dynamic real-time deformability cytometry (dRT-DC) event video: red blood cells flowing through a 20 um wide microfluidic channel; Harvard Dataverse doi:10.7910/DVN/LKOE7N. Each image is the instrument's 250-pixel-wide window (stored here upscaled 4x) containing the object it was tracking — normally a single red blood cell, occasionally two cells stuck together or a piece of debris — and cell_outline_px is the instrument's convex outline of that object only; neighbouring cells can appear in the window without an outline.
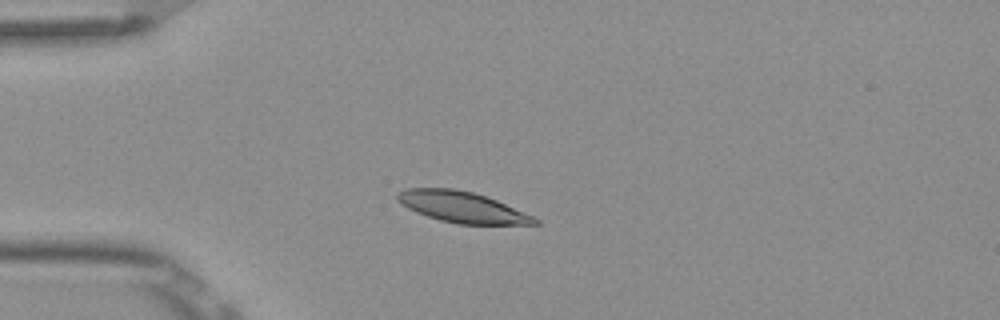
{"species": "Egyptian fruit bat (a non-hibernating species)", "species_latin": "Rousettus aegyptiacus", "temperature_condition": "room temperature", "stored_images_in_passage": 7, "camera_frame_rate_fps": 3000, "um_per_image_px": 0.085, "frame": {"image": 1, "passage_image": 4, "time_ms": 1.0, "image_size_px": [1000, 320], "cell_outline_px": [[540, 224], [456, 224], [440, 220], [416, 212], [400, 204], [396, 200], [396, 192], [404, 188], [452, 188], [472, 192], [496, 200], [532, 216], [540, 220]], "centroid_in_image_um": [39.21, 17.59], "position_along_channel_um": 45.8, "area_um2": 24.62}}
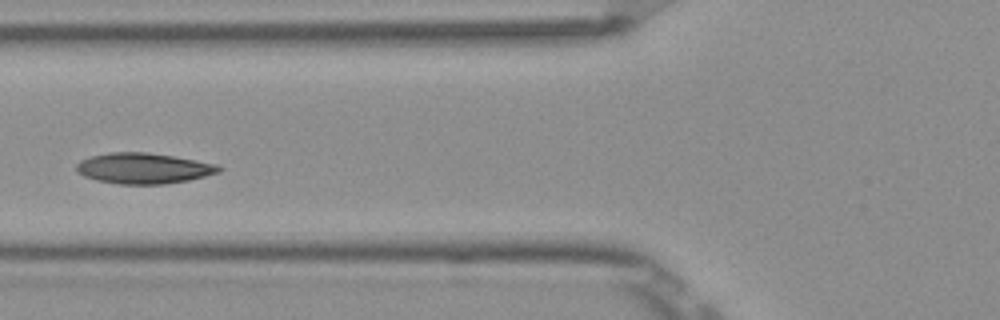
{"frame": {"image": 2, "passage_image": 6, "time_ms": 1.667, "image_size_px": [1000, 320], "cell_outline_px": [[224, 168], [220, 172], [188, 180], [164, 184], [120, 184], [96, 180], [84, 176], [76, 172], [76, 164], [80, 160], [92, 156], [108, 152], [148, 152], [196, 160], [216, 164]], "centroid_in_image_um": [12.18, 14.3], "position_along_channel_um": 113.6, "area_um2": 25.49}}
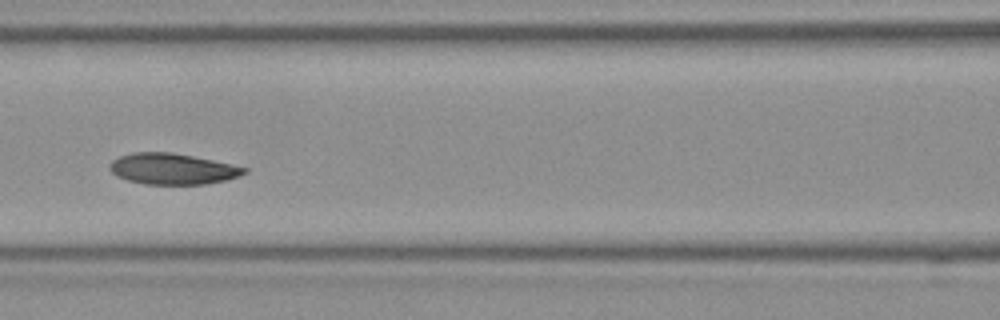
{"frame": {"image": 3, "passage_image": 7, "time_ms": 2.0, "image_size_px": [1000, 320], "cell_outline_px": [[248, 172], [224, 180], [208, 184], [144, 184], [128, 180], [116, 176], [108, 168], [108, 164], [112, 160], [120, 156], [132, 152], [172, 152], [212, 160], [248, 168]], "centroid_in_image_um": [14.61, 14.35], "position_along_channel_um": 152.0, "area_um2": 24.22}}